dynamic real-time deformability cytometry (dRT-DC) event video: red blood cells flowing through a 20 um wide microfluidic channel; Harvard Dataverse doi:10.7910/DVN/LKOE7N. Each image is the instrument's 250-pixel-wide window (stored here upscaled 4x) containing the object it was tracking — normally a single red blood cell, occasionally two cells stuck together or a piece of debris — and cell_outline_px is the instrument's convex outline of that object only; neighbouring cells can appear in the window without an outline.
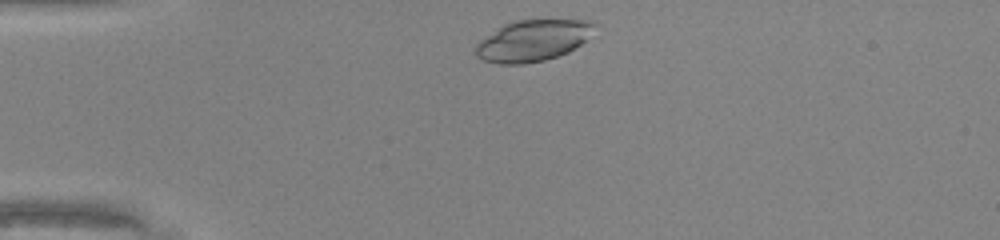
{"species": "common noctule bat (a hibernating species)", "species_latin": "Nyctalus noctula", "temperature_condition": "warm", "stored_images_in_passage": 31, "camera_frame_rate_fps": 3000, "um_per_image_px": 0.085, "animal": {"sex": "male", "body_mass_g": 20.0, "forearm_length_mm": 53.3}, "frame": {"image": 1, "passage_image": 2, "time_ms": 0.333, "image_size_px": [1000, 240], "cell_outline_px": [[596, 24], [588, 40], [568, 52], [544, 60], [524, 64], [500, 64], [484, 60], [476, 56], [472, 52], [476, 44], [480, 40], [504, 24], [516, 20], [592, 20]], "centroid_in_image_um": [45.29, 3.45], "position_along_channel_um": 39.7, "area_um2": 28.67}}
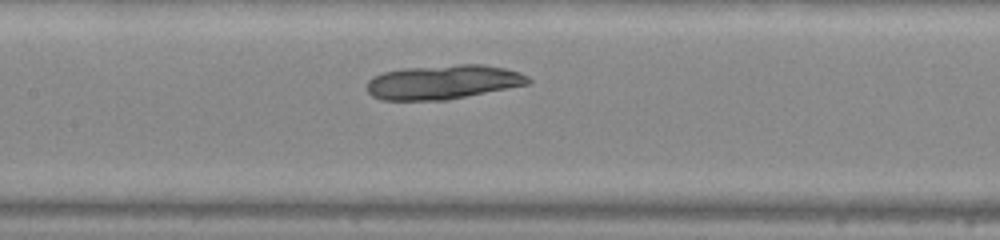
{"frame": {"image": 2, "passage_image": 14, "time_ms": 4.333, "image_size_px": [1000, 240], "cell_outline_px": [[532, 80], [528, 84], [448, 100], [380, 100], [372, 96], [368, 92], [368, 80], [372, 76], [384, 72], [404, 68], [456, 64], [480, 64], [504, 68], [520, 72], [528, 76]], "centroid_in_image_um": [37.66, 6.97], "position_along_channel_um": 169.7, "area_um2": 32.31}}
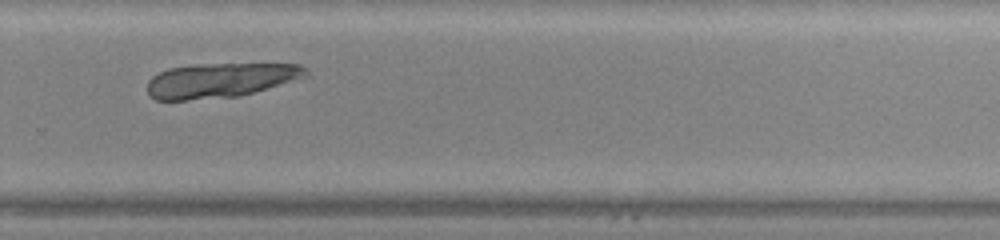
{"frame": {"image": 3, "passage_image": 24, "time_ms": 7.667, "image_size_px": [1000, 240], "cell_outline_px": [[308, 76], [240, 96], [188, 100], [156, 100], [148, 92], [148, 80], [152, 76], [168, 68], [196, 64], [300, 64], [308, 72]], "centroid_in_image_um": [18.71, 6.82], "position_along_channel_um": 311.1, "area_um2": 31.79}}